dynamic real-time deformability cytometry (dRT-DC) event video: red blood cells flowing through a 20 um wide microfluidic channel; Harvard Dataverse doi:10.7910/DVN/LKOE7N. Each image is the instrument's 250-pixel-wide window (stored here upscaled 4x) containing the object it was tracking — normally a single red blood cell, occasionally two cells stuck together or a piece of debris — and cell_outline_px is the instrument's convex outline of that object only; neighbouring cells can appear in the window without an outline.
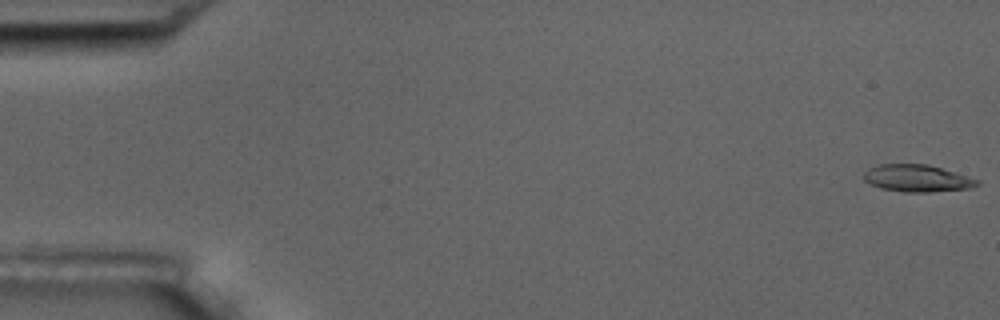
{"species": "common noctule bat (a hibernating species)", "species_latin": "Nyctalus noctula", "temperature_condition": "room temperature", "stored_images_in_passage": 3, "camera_frame_rate_fps": 3000, "um_per_image_px": 0.085, "animal": {"sex": "male", "body_mass_g": 17.5, "forearm_length_mm": 52.3}, "frame": {"image": 1, "passage_image": 1, "time_ms": 0.0, "image_size_px": [1000, 320], "cell_outline_px": [[980, 184], [972, 188], [928, 192], [904, 192], [880, 188], [864, 180], [864, 172], [868, 168], [880, 164], [924, 164], [940, 168], [980, 180]], "centroid_in_image_um": [77.95, 15.16], "position_along_channel_um": 7.1, "area_um2": 17.74}}